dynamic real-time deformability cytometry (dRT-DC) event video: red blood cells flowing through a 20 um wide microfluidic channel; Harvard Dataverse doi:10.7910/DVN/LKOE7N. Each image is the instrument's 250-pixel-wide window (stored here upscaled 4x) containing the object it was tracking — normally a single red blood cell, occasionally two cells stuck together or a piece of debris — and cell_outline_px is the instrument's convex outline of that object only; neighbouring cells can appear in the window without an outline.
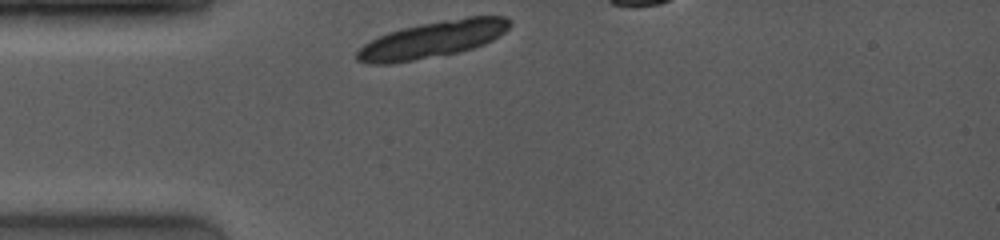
{"species": "common noctule bat (a hibernating species)", "species_latin": "Nyctalus noctula", "temperature_condition": "room temperature", "stored_images_in_passage": 2, "camera_frame_rate_fps": 4000, "um_per_image_px": 0.085, "animal": {"sex": "female", "body_mass_g": 19.0, "forearm_length_mm": 53.3}, "frame": {"image": 1, "passage_image": 1, "time_ms": 0.0, "image_size_px": [1000, 240], "cell_outline_px": [[512, 24], [500, 36], [484, 44], [472, 48], [456, 52], [392, 64], [368, 64], [356, 60], [356, 52], [364, 44], [388, 32], [420, 24], [468, 16], [504, 16], [512, 20]], "centroid_in_image_um": [36.78, 3.35], "position_along_channel_um": 48.2, "area_um2": 32.31}}